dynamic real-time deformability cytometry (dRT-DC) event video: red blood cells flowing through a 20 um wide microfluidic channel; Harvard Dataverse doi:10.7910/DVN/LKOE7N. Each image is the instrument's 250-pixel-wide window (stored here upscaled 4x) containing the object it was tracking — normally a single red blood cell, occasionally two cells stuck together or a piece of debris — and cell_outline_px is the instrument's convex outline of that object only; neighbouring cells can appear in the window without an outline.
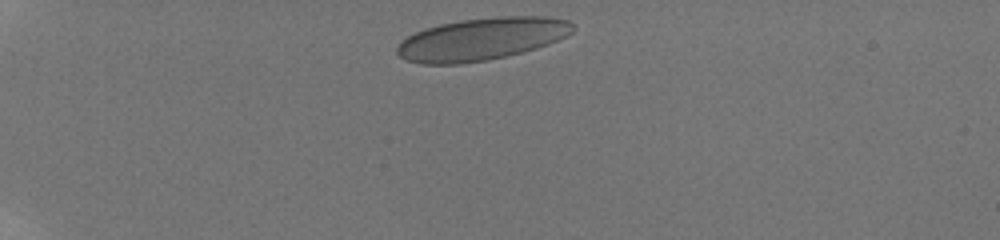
{"species": "human", "species_latin": "Homo sapiens", "temperature_condition": "room temperature", "stored_images_in_passage": 24, "camera_frame_rate_fps": 3000, "um_per_image_px": 0.085, "donor": {"sex": "male"}, "frame": {"image": 1, "passage_image": 3, "time_ms": 0.333, "image_size_px": [1000, 240], "cell_outline_px": [[576, 28], [572, 32], [548, 44], [536, 48], [488, 60], [460, 64], [420, 64], [404, 60], [396, 52], [396, 48], [400, 40], [416, 32], [440, 24], [460, 20], [500, 16], [544, 16], [568, 20]], "centroid_in_image_um": [40.9, 3.32], "position_along_channel_um": 44.1, "area_um2": 43.35}}
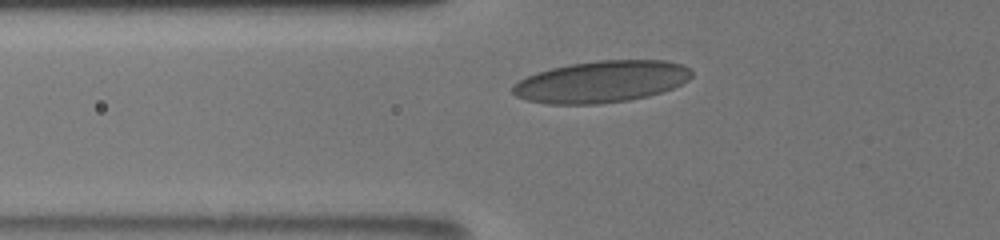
{"frame": {"image": 2, "passage_image": 17, "time_ms": 2.667, "image_size_px": [1000, 240], "cell_outline_px": [[692, 76], [688, 80], [672, 88], [648, 96], [628, 100], [600, 104], [548, 104], [528, 100], [516, 96], [512, 92], [512, 84], [536, 72], [568, 64], [596, 60], [664, 60], [684, 64], [692, 72]], "centroid_in_image_um": [51.11, 6.94], "position_along_channel_um": 74.7, "area_um2": 43.58}}
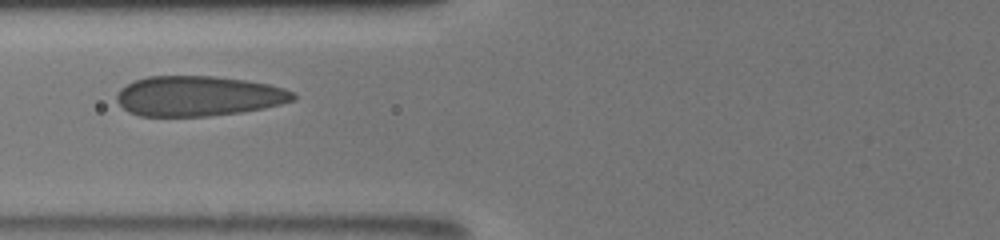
{"frame": {"image": 3, "passage_image": 23, "time_ms": 3.667, "image_size_px": [1000, 240], "cell_outline_px": [[296, 96], [292, 100], [280, 104], [264, 108], [240, 112], [208, 116], [140, 116], [128, 112], [116, 100], [116, 96], [120, 88], [136, 80], [148, 76], [216, 76], [244, 80], [268, 84], [284, 88], [292, 92]], "centroid_in_image_um": [16.83, 8.16], "position_along_channel_um": 109.0, "area_um2": 41.1}}